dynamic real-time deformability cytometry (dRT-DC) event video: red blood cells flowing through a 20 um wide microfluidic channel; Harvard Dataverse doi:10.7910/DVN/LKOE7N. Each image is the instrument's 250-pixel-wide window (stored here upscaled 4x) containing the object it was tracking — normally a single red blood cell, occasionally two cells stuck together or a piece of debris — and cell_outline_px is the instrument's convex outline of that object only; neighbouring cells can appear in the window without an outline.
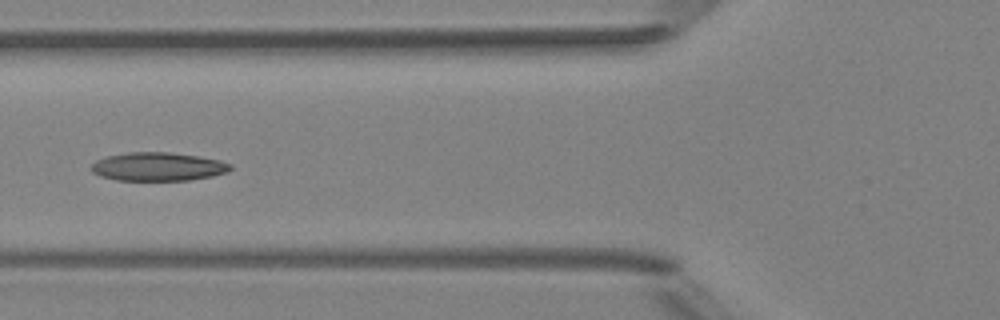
{"species": "Egyptian fruit bat (a non-hibernating species)", "species_latin": "Rousettus aegyptiacus", "temperature_condition": "room temperature", "stored_images_in_passage": 5, "camera_frame_rate_fps": 3000, "um_per_image_px": 0.085, "animal": {"sex": "female"}, "frame": {"image": 1, "passage_image": 5, "time_ms": 4.667, "image_size_px": [1000, 320], "cell_outline_px": [[232, 168], [228, 172], [212, 176], [188, 180], [116, 180], [100, 176], [92, 172], [92, 164], [96, 160], [104, 156], [128, 152], [168, 152], [196, 156], [220, 160], [232, 164]], "centroid_in_image_um": [13.42, 14.16], "position_along_channel_um": 112.4, "area_um2": 23.12}}